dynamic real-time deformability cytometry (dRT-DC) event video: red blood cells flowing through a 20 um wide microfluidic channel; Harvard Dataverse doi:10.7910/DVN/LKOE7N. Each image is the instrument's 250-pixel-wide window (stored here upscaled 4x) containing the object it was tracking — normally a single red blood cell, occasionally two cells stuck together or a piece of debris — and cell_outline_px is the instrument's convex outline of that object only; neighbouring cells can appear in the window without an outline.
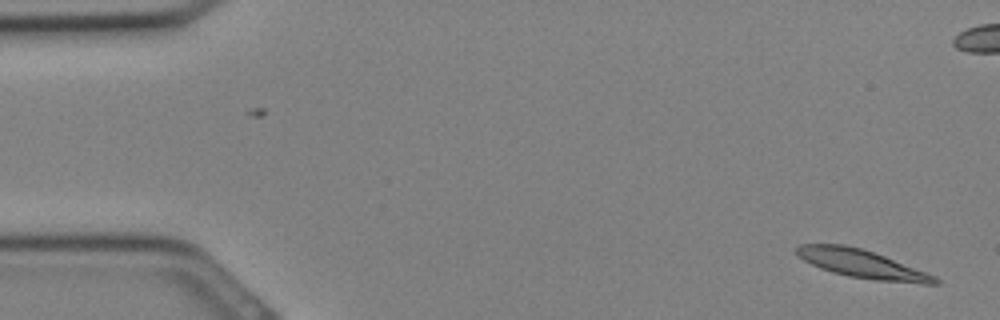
{"species": "Egyptian fruit bat (a non-hibernating species)", "species_latin": "Rousettus aegyptiacus", "temperature_condition": "cold", "stored_images_in_passage": 12, "segment_of_instrument_passage": [1, 2], "camera_frame_rate_fps": 3000, "um_per_image_px": 0.085, "animal": {"sex": "female"}, "frame": {"image": 1, "passage_image": 1, "time_ms": 0.0, "image_size_px": [1000, 320], "cell_outline_px": [[940, 284], [924, 284], [876, 280], [848, 276], [832, 272], [820, 268], [804, 260], [796, 252], [796, 244], [844, 244], [860, 248], [884, 256], [936, 276], [940, 280]], "centroid_in_image_um": [73.27, 22.43], "position_along_channel_um": 11.7, "area_um2": 22.54}}
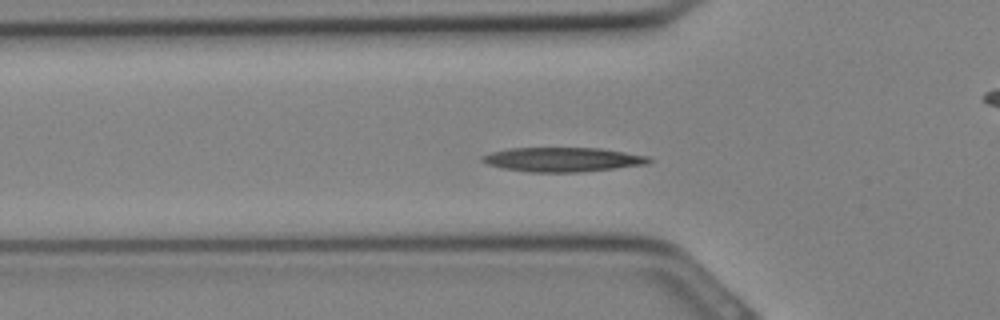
{"frame": {"image": 2, "passage_image": 10, "time_ms": 3.0, "image_size_px": [1000, 320], "cell_outline_px": [[652, 160], [648, 164], [616, 168], [580, 172], [528, 172], [500, 168], [488, 164], [480, 160], [480, 156], [492, 152], [508, 148], [600, 148], [648, 156]], "centroid_in_image_um": [47.79, 13.56], "position_along_channel_um": 78.0, "area_um2": 23.7}}